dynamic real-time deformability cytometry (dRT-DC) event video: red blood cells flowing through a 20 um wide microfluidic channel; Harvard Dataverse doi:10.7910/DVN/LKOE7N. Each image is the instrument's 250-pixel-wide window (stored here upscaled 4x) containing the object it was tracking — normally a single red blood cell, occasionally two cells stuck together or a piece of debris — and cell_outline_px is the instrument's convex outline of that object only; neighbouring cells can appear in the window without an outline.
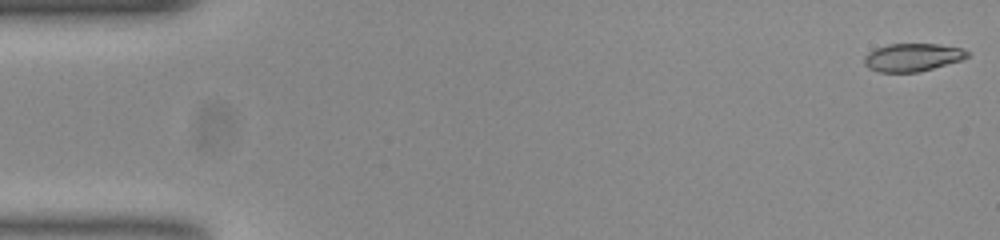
{"species": "common noctule bat (a hibernating species)", "species_latin": "Nyctalus noctula", "temperature_condition": "room temperature", "stored_images_in_passage": 54, "camera_frame_rate_fps": 3000, "um_per_image_px": 0.085, "animal": {"sex": "female", "body_mass_g": 23.0, "forearm_length_mm": 53.4}, "frame": {"image": 1, "passage_image": 1, "time_ms": 0.0, "image_size_px": [1000, 240], "cell_outline_px": [[968, 56], [960, 60], [932, 68], [916, 72], [880, 72], [868, 68], [864, 64], [864, 56], [868, 52], [876, 48], [888, 44], [940, 44], [960, 48], [968, 52]], "centroid_in_image_um": [77.51, 4.87], "position_along_channel_um": 7.5, "area_um2": 16.59}}
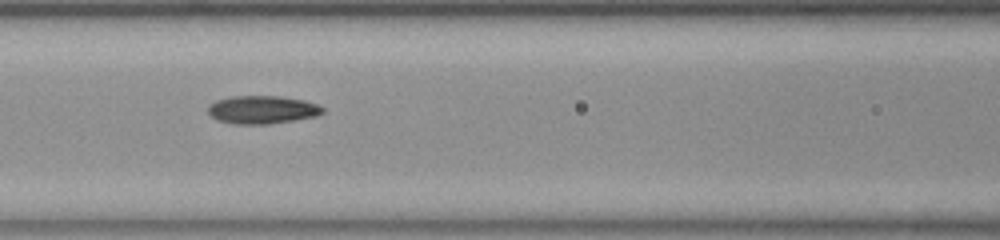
{"frame": {"image": 2, "passage_image": 23, "time_ms": 7.333, "image_size_px": [1000, 240], "cell_outline_px": [[324, 112], [316, 116], [268, 124], [236, 124], [216, 120], [208, 112], [208, 104], [216, 100], [232, 96], [280, 96], [304, 100], [316, 104], [324, 108]], "centroid_in_image_um": [22.26, 9.32], "position_along_channel_um": 144.3, "area_um2": 18.73}}
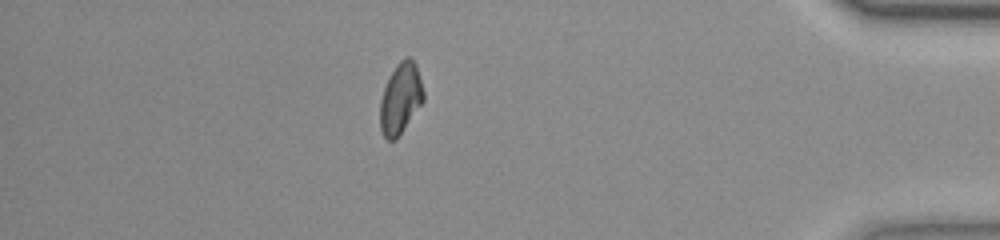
{"frame": {"image": 3, "passage_image": 47, "time_ms": 15.333, "image_size_px": [1000, 240], "cell_outline_px": [[424, 100], [396, 140], [388, 140], [384, 136], [380, 128], [380, 100], [388, 76], [396, 64], [404, 56], [412, 56], [416, 64], [424, 92]], "centroid_in_image_um": [34.04, 8.32], "position_along_channel_um": 401.2, "area_um2": 18.09}, "authors_computed_cell_mechanics": {"area_um2": 17.8891, "velocity_mm_per_s": 3.7646, "shape_relaxation_time_tau1_ms": null, "shape_relaxation_time_tau2_ms": 2.3461, "deformation_change_tau1": null, "deformation_change_tau2": 0.0618}}